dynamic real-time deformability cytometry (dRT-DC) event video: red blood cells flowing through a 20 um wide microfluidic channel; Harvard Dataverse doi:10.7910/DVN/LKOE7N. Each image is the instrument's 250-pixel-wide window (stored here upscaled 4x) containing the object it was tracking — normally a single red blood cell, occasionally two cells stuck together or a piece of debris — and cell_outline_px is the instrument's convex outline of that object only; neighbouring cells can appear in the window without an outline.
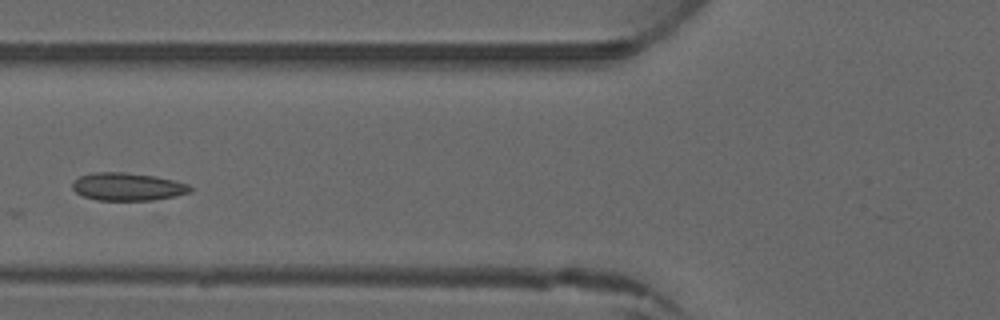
{"species": "common noctule bat (a hibernating species)", "species_latin": "Nyctalus noctula", "temperature_condition": "warm", "stored_images_in_passage": 2, "camera_frame_rate_fps": 3000, "um_per_image_px": 0.085, "animal": {"sex": "male", "forearm_length_mm": 52.5}, "frame": {"image": 1, "passage_image": 2, "time_ms": 1.0, "image_size_px": [1000, 320], "cell_outline_px": [[192, 192], [176, 196], [152, 200], [96, 200], [84, 196], [76, 192], [72, 188], [72, 184], [80, 176], [92, 172], [124, 172], [152, 176], [172, 180], [188, 184], [192, 188]], "centroid_in_image_um": [10.85, 15.87], "position_along_channel_um": 115.0, "area_um2": 18.96}}